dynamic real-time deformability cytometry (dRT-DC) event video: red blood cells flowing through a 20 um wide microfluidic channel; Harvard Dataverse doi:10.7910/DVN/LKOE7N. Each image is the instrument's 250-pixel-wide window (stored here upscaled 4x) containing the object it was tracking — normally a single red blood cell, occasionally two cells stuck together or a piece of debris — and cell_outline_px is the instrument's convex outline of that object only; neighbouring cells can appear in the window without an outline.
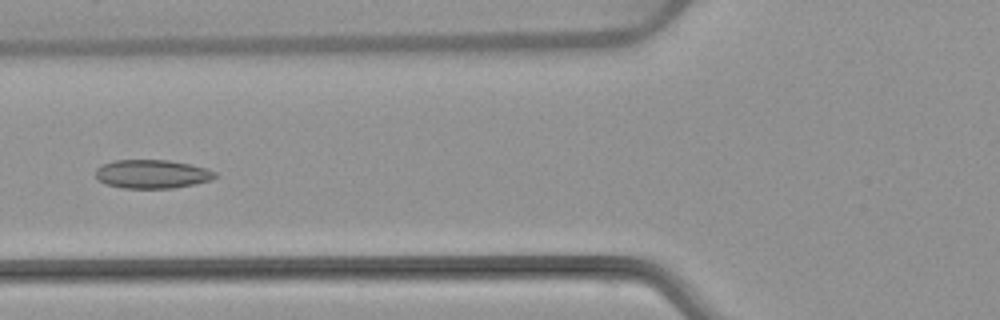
{"species": "common noctule bat (a hibernating species)", "species_latin": "Nyctalus noctula", "temperature_condition": "warm", "stored_images_in_passage": 7, "camera_frame_rate_fps": 3000, "um_per_image_px": 0.085, "animal": {"sex": "female", "body_mass_g": 22.7, "forearm_length_mm": 54.2}, "frame": {"image": 1, "passage_image": 6, "time_ms": 6.0, "image_size_px": [1000, 320], "cell_outline_px": [[220, 176], [212, 180], [196, 184], [172, 188], [124, 188], [104, 184], [96, 180], [96, 168], [100, 164], [116, 160], [168, 160], [208, 168], [216, 172]], "centroid_in_image_um": [12.94, 14.8], "position_along_channel_um": 112.9, "area_um2": 20.29}}
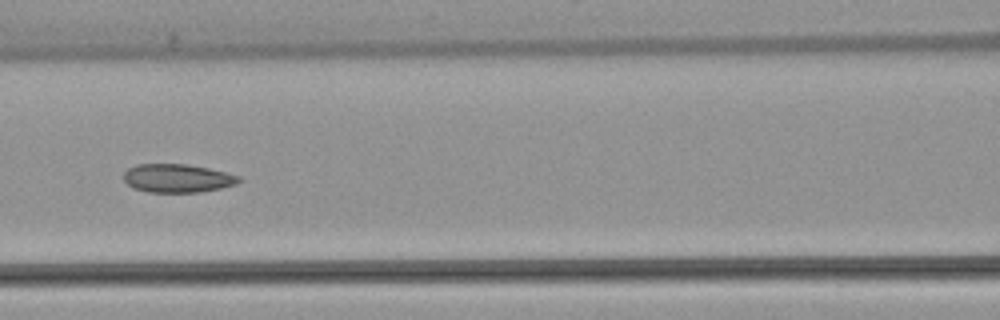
{"frame": {"image": 2, "passage_image": 7, "time_ms": 7.0, "image_size_px": [1000, 320], "cell_outline_px": [[240, 180], [236, 184], [220, 188], [200, 192], [148, 192], [136, 188], [128, 184], [124, 180], [124, 172], [128, 168], [136, 164], [184, 164], [208, 168], [240, 176]], "centroid_in_image_um": [15.07, 15.14], "position_along_channel_um": 151.5, "area_um2": 18.9}}